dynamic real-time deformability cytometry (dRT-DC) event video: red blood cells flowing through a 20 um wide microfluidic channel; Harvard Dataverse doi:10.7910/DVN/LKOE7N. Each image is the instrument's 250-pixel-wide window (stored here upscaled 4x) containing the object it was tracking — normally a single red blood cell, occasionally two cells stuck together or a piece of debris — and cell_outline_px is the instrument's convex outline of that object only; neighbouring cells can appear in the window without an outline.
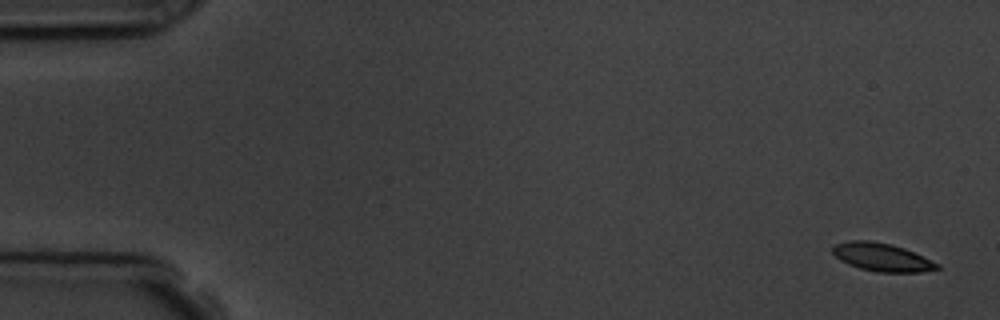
{"species": "common noctule bat (a hibernating species)", "species_latin": "Nyctalus noctula", "temperature_condition": "room temperature", "stored_images_in_passage": 4, "camera_frame_rate_fps": 3000, "um_per_image_px": 0.085, "animal": {"sex": "male", "body_mass_g": 19.5, "forearm_length_mm": 54.6}, "frame": {"image": 1, "passage_image": 1, "time_ms": 0.0, "image_size_px": [1000, 320], "cell_outline_px": [[940, 268], [920, 272], [876, 272], [860, 268], [848, 264], [840, 260], [832, 252], [832, 248], [836, 244], [852, 240], [872, 240], [892, 244], [904, 248], [940, 264]], "centroid_in_image_um": [74.96, 21.86], "position_along_channel_um": 10.0, "area_um2": 17.05}}
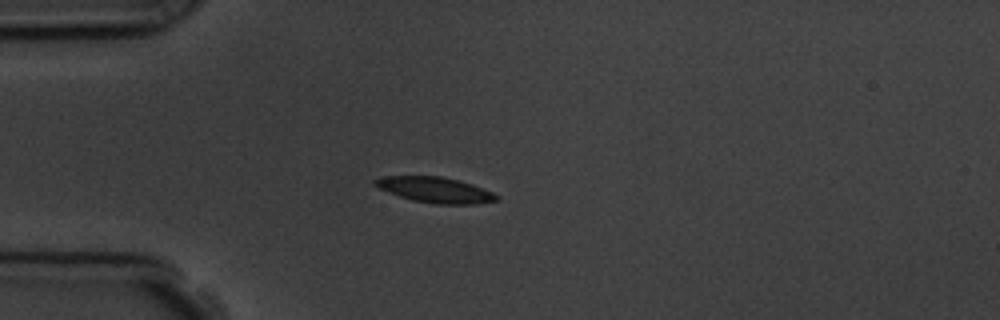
{"frame": {"image": 2, "passage_image": 4, "time_ms": 4.333, "image_size_px": [1000, 320], "cell_outline_px": [[500, 200], [476, 204], [432, 204], [412, 200], [400, 196], [380, 188], [372, 184], [372, 180], [384, 176], [440, 176], [460, 180], [472, 184], [492, 192], [500, 196]], "centroid_in_image_um": [37.02, 16.14], "position_along_channel_um": 48.0, "area_um2": 18.21}}